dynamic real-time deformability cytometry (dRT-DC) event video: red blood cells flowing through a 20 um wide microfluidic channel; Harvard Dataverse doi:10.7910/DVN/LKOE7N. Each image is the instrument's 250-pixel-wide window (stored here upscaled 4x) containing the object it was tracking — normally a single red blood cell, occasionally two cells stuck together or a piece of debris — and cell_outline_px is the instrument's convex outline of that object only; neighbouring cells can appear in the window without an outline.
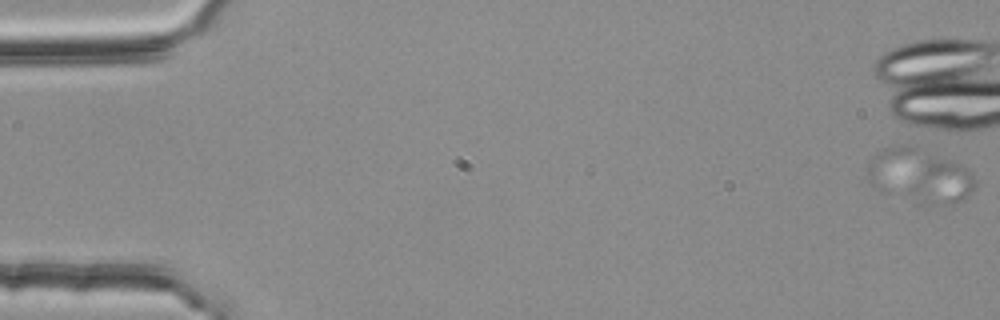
{"species": "common noctule bat (a hibernating species)", "species_latin": "Nyctalus noctula", "temperature_condition": "room temperature", "stored_images_in_passage": 2, "camera_frame_rate_fps": 3000, "um_per_image_px": 0.085, "animal": {"sex": "female", "body_mass_g": 25.1}, "frame": {"image": 1, "passage_image": 1, "time_ms": 0.0, "image_size_px": [1000, 320], "cell_outline_px": [[976, 188], [968, 196], [944, 204], [916, 204], [876, 188], [868, 180], [864, 172], [872, 160], [884, 148], [896, 144], [916, 144], [960, 164], [972, 172], [976, 180]], "centroid_in_image_um": [78.17, 14.9], "position_along_channel_um": 6.8, "area_um2": 34.39}}